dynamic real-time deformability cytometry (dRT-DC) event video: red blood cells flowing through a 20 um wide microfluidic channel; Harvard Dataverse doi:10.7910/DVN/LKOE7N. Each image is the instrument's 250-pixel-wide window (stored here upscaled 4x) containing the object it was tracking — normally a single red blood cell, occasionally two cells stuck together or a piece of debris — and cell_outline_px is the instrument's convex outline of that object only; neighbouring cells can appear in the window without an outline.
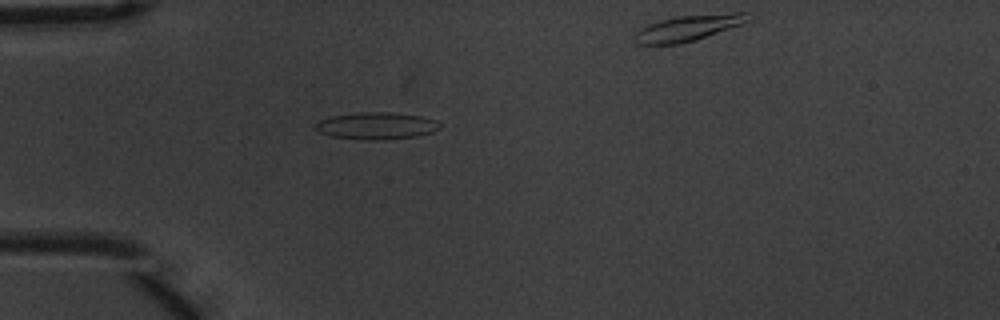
{"species": "common noctule bat (a hibernating species)", "species_latin": "Nyctalus noctula", "temperature_condition": "warm", "stored_images_in_passage": 38, "camera_frame_rate_fps": 3000, "um_per_image_px": 0.085, "animal": {"sex": "male", "body_mass_g": 20.1, "forearm_length_mm": 53.5}, "frame": {"image": 1, "passage_image": 4, "time_ms": 1.0, "image_size_px": [1000, 320], "cell_outline_px": [[440, 128], [432, 132], [416, 136], [384, 140], [368, 140], [332, 136], [320, 132], [316, 128], [316, 124], [320, 120], [332, 116], [360, 112], [392, 112], [424, 116], [436, 120], [440, 124]], "centroid_in_image_um": [32.05, 10.68], "position_along_channel_um": 52.9, "area_um2": 19.54}}
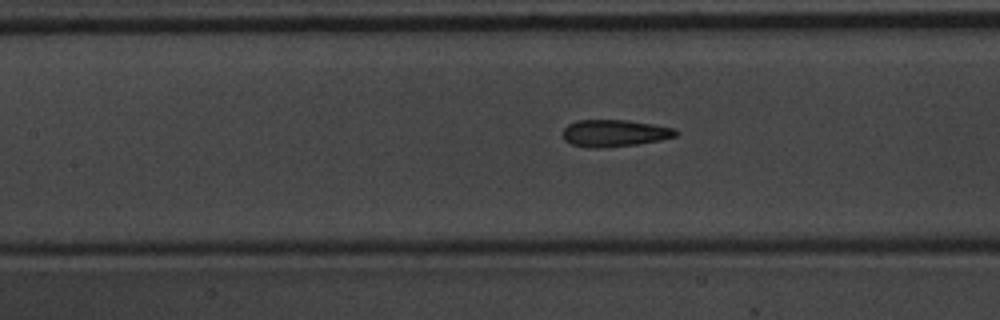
{"frame": {"image": 2, "passage_image": 13, "time_ms": 4.0, "image_size_px": [1000, 320], "cell_outline_px": [[680, 132], [676, 136], [660, 140], [636, 144], [600, 148], [588, 148], [572, 144], [564, 140], [564, 128], [568, 124], [576, 120], [628, 120], [676, 128]], "centroid_in_image_um": [52.25, 11.31], "position_along_channel_um": 155.2, "area_um2": 17.8}}
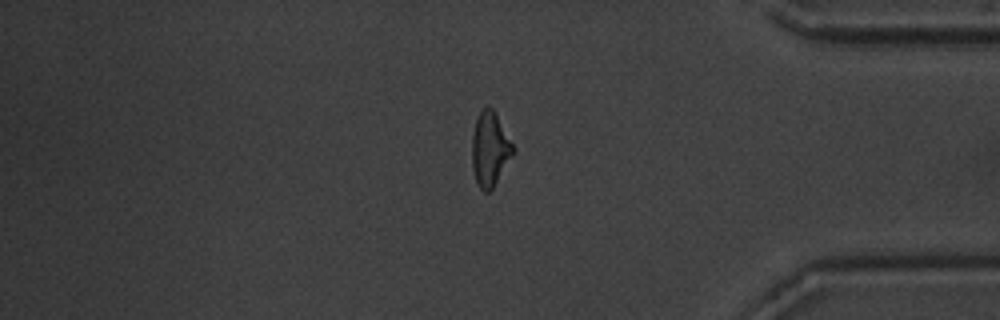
{"frame": {"image": 3, "passage_image": 34, "time_ms": 11.0, "image_size_px": [1000, 320], "cell_outline_px": [[516, 148], [512, 156], [492, 188], [488, 192], [484, 192], [480, 188], [476, 180], [472, 168], [472, 136], [476, 120], [480, 112], [484, 108], [492, 108]], "centroid_in_image_um": [41.64, 12.68], "position_along_channel_um": 393.6, "area_um2": 17.46}, "authors_computed_cell_mechanics": {"area_um2": 17.8313, "velocity_mm_per_s": 3.7243, "shape_relaxation_time_tau1_ms": 7.5939, "shape_relaxation_time_tau2_ms": 1.7838, "deformation_change_tau1": 0.2061, "deformation_change_tau2": 0.1096}}